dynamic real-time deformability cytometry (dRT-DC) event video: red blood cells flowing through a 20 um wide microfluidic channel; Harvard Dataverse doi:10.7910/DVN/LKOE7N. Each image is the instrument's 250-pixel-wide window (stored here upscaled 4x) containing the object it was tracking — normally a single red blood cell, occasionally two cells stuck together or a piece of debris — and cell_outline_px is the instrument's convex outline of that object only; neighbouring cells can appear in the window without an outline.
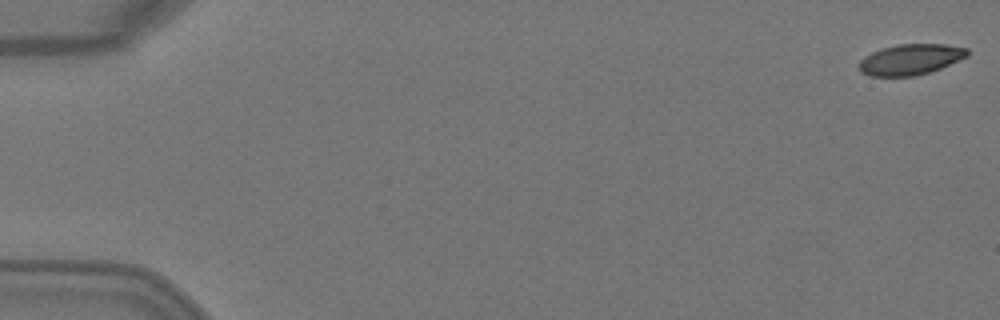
{"species": "Egyptian fruit bat (a non-hibernating species)", "species_latin": "Rousettus aegyptiacus", "temperature_condition": "warm", "stored_images_in_passage": 5, "camera_frame_rate_fps": 3000, "um_per_image_px": 0.085, "animal": {"sex": "female"}, "frame": {"image": 1, "passage_image": 1, "time_ms": 0.0, "image_size_px": [1000, 320], "cell_outline_px": [[968, 56], [940, 68], [916, 76], [868, 76], [860, 72], [856, 68], [860, 60], [864, 56], [872, 52], [884, 48], [900, 44], [944, 44], [968, 48]], "centroid_in_image_um": [77.35, 5.06], "position_along_channel_um": 7.7, "area_um2": 19.42}}
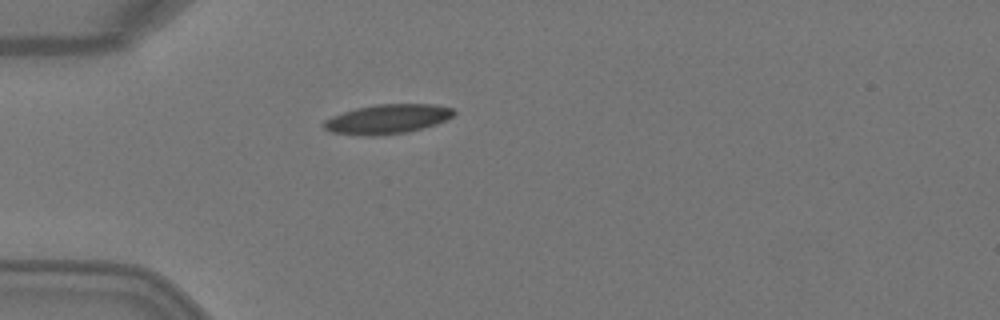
{"frame": {"image": 2, "passage_image": 5, "time_ms": 1.333, "image_size_px": [1000, 320], "cell_outline_px": [[456, 112], [452, 116], [436, 124], [404, 132], [376, 136], [360, 136], [332, 132], [324, 128], [324, 120], [332, 116], [356, 108], [376, 104], [436, 104], [452, 108]], "centroid_in_image_um": [32.91, 10.11], "position_along_channel_um": 52.1, "area_um2": 22.14}}